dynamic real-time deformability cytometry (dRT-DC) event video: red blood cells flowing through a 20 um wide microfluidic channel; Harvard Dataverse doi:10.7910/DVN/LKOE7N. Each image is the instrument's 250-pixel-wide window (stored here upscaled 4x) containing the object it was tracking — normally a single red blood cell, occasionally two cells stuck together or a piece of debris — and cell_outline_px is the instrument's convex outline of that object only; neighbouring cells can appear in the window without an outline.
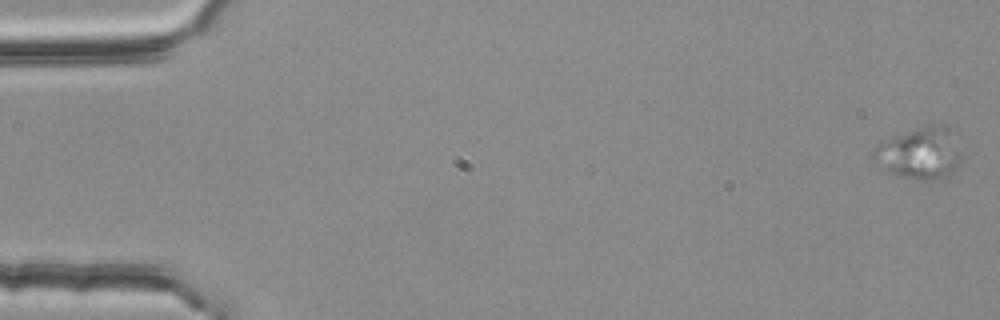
{"species": "common noctule bat (a hibernating species)", "species_latin": "Nyctalus noctula", "temperature_condition": "room temperature", "stored_images_in_passage": 5, "camera_frame_rate_fps": 3000, "um_per_image_px": 0.085, "animal": {"sex": "female", "body_mass_g": 25.1}, "frame": {"image": 1, "passage_image": 1, "time_ms": 0.0, "image_size_px": [1000, 320], "cell_outline_px": [[964, 160], [952, 172], [944, 176], [932, 180], [920, 180], [900, 176], [888, 172], [872, 160], [872, 148], [880, 140], [924, 124], [948, 124], [956, 128], [964, 156]], "centroid_in_image_um": [78.26, 12.94], "position_along_channel_um": 6.7, "area_um2": 28.21}}
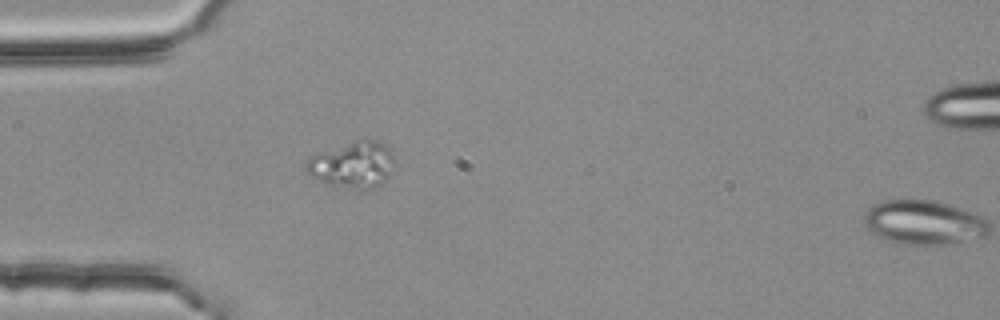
{"frame": {"image": 2, "passage_image": 4, "time_ms": 1.0, "image_size_px": [1000, 320], "cell_outline_px": [[396, 168], [376, 188], [356, 188], [328, 184], [312, 176], [304, 168], [304, 164], [312, 156], [320, 152], [364, 136], [376, 140], [384, 144], [388, 148], [396, 160]], "centroid_in_image_um": [30.03, 13.95], "position_along_channel_um": 55.0, "area_um2": 24.04}}